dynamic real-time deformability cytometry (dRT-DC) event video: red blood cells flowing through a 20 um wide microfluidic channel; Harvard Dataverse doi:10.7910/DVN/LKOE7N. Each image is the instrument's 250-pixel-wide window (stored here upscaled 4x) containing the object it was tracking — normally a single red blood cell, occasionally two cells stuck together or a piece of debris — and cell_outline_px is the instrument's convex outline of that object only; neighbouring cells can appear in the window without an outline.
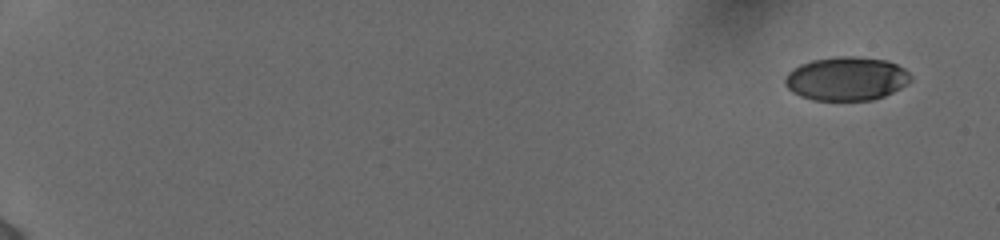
{"species": "human", "species_latin": "Homo sapiens", "temperature_condition": "cold", "stored_images_in_passage": 54, "camera_frame_rate_fps": 3000, "um_per_image_px": 0.085, "donor": {"sex": "female"}, "frame": {"image": 1, "passage_image": 1, "time_ms": 0.0, "image_size_px": [1000, 240], "cell_outline_px": [[912, 80], [908, 84], [884, 96], [872, 100], [812, 100], [800, 96], [792, 92], [784, 84], [784, 76], [792, 68], [800, 64], [812, 60], [836, 56], [856, 56], [888, 60], [904, 68], [912, 76]], "centroid_in_image_um": [71.94, 6.68], "position_along_channel_um": 13.1, "area_um2": 32.37}}
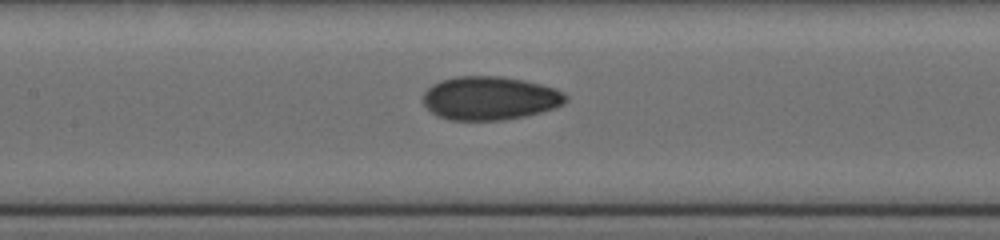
{"frame": {"image": 2, "passage_image": 28, "time_ms": 9.0, "image_size_px": [1000, 240], "cell_outline_px": [[568, 100], [564, 104], [540, 112], [524, 116], [504, 120], [448, 120], [436, 116], [424, 104], [424, 92], [432, 84], [440, 80], [456, 76], [500, 76], [524, 80], [556, 88], [564, 92], [568, 96]], "centroid_in_image_um": [41.64, 8.34], "position_along_channel_um": 165.8, "area_um2": 36.36}}
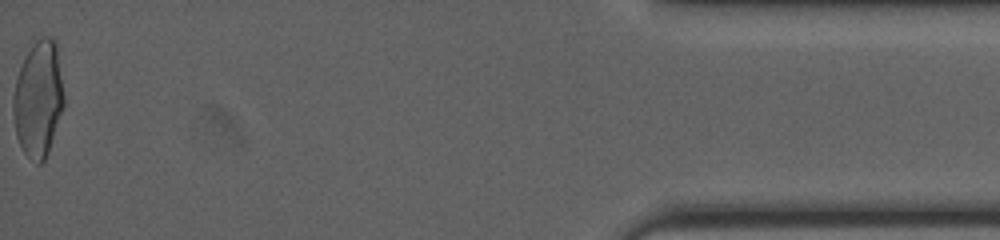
{"frame": {"image": 3, "passage_image": 54, "time_ms": 17.667, "image_size_px": [1000, 240], "cell_outline_px": [[64, 104], [48, 152], [44, 160], [40, 164], [36, 164], [24, 152], [16, 136], [12, 108], [12, 96], [16, 80], [20, 68], [28, 52], [36, 40], [44, 36], [52, 36], [56, 40], [64, 96]], "centroid_in_image_um": [3.25, 8.4], "position_along_channel_um": 431.9, "area_um2": 34.16}, "authors_computed_cell_mechanics": {"area_um2": 34.102, "velocity_mm_per_s": 3.9009, "shape_relaxation_time_tau1_ms": 11.1652, "shape_relaxation_time_tau2_ms": 1.2672, "deformation_change_tau1": 0.2206, "deformation_change_tau2": 0.0525}}